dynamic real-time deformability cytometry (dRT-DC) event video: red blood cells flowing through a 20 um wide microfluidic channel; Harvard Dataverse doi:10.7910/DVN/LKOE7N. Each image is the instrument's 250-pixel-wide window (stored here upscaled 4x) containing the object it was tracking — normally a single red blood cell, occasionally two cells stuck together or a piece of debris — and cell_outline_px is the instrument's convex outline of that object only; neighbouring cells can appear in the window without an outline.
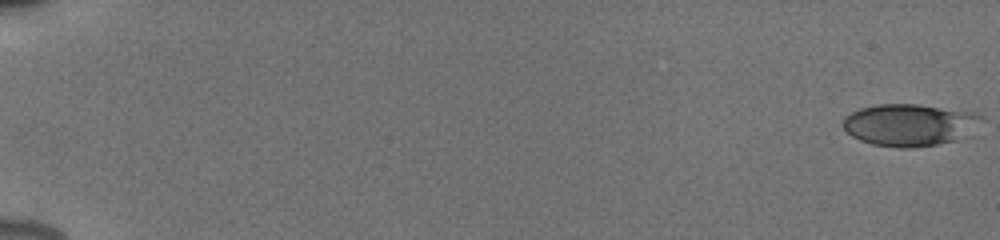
{"species": "human", "species_latin": "Homo sapiens", "temperature_condition": "cold", "stored_images_in_passage": 15, "camera_frame_rate_fps": 3000, "um_per_image_px": 0.085, "donor": {"sex": "male"}, "frame": {"image": 1, "passage_image": 1, "time_ms": 0.0, "image_size_px": [1000, 240], "cell_outline_px": [[984, 116], [956, 140], [936, 144], [912, 148], [900, 148], [872, 144], [860, 140], [852, 136], [844, 128], [844, 116], [860, 108], [876, 104], [916, 104], [980, 112]], "centroid_in_image_um": [77.26, 10.59], "position_along_channel_um": 7.7, "area_um2": 33.52}}
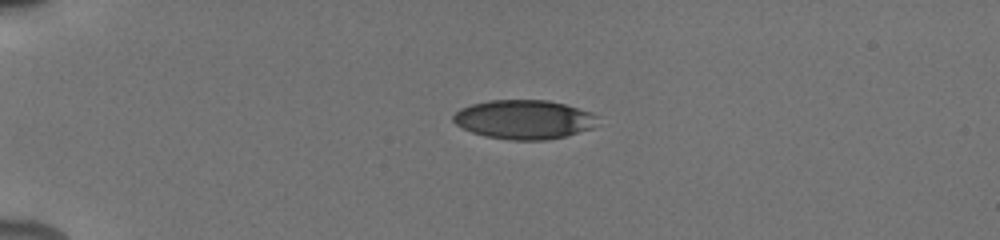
{"frame": {"image": 2, "passage_image": 12, "time_ms": 4.667, "image_size_px": [1000, 240], "cell_outline_px": [[596, 116], [592, 128], [568, 136], [544, 140], [512, 140], [484, 136], [472, 132], [456, 124], [452, 120], [452, 116], [460, 108], [472, 104], [488, 100], [548, 100], [564, 104], [592, 112]], "centroid_in_image_um": [44.51, 10.16], "position_along_channel_um": 40.5, "area_um2": 32.83}}